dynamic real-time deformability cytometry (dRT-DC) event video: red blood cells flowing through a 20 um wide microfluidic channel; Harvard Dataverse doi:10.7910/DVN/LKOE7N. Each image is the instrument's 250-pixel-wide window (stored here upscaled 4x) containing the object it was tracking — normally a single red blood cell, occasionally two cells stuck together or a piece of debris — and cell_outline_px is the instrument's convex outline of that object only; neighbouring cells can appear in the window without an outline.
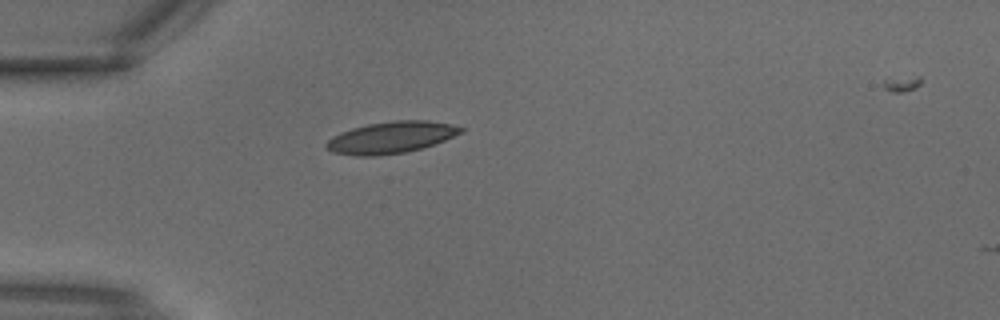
{"species": "common noctule bat (a hibernating species)", "species_latin": "Nyctalus noctula", "temperature_condition": "warm", "stored_images_in_passage": 1, "camera_frame_rate_fps": 3000, "um_per_image_px": 0.085, "animal": {"sex": "male", "body_mass_g": 18.8}, "frame": {"image": 1, "passage_image": 1, "time_ms": 0.0, "image_size_px": [1000, 320], "cell_outline_px": [[464, 132], [444, 140], [420, 148], [404, 152], [380, 156], [356, 156], [332, 152], [324, 144], [332, 136], [340, 132], [352, 128], [368, 124], [392, 120], [428, 120], [452, 124], [464, 128]], "centroid_in_image_um": [33.23, 11.67], "position_along_channel_um": 51.8, "area_um2": 24.85}}